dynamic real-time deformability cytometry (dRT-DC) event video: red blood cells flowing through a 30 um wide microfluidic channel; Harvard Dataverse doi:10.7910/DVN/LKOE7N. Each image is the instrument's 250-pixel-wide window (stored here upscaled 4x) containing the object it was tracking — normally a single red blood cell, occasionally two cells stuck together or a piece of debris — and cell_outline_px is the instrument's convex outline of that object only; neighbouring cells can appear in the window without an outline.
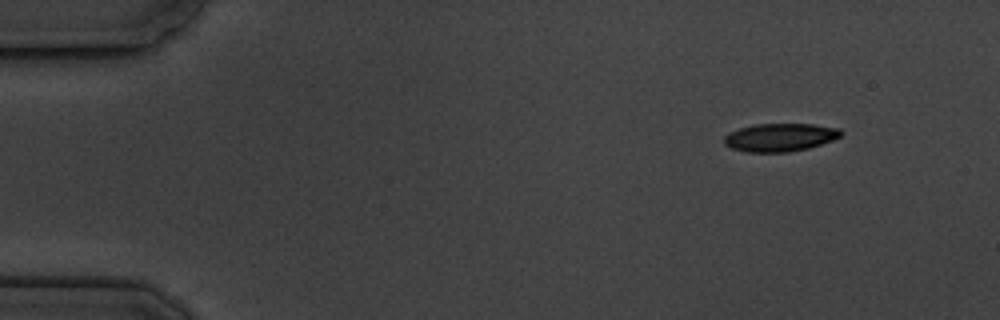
{"species": "common noctule bat (a hibernating species)", "species_latin": "Nyctalus noctula", "temperature_condition": "cold", "stored_images_in_passage": 3, "camera_frame_rate_fps": 3000, "um_per_image_px": 0.085, "animal": {"sex": "male", "body_mass_g": 19.5, "forearm_length_mm": 54.6}, "frame": {"image": 1, "passage_image": 1, "time_ms": 0.0, "image_size_px": [1000, 320], "cell_outline_px": [[844, 132], [840, 136], [832, 140], [808, 148], [788, 152], [744, 152], [732, 148], [724, 144], [724, 136], [728, 132], [752, 124], [812, 124], [840, 128]], "centroid_in_image_um": [66.28, 11.67], "position_along_channel_um": 18.7, "area_um2": 19.19}}
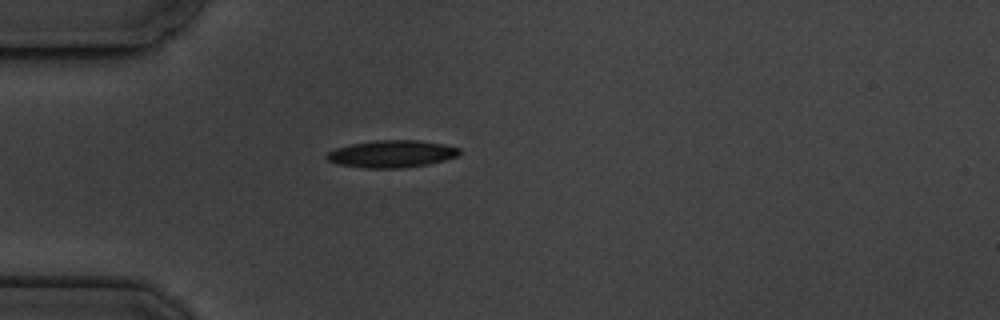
{"frame": {"image": 2, "passage_image": 3, "time_ms": 3.333, "image_size_px": [1000, 320], "cell_outline_px": [[460, 152], [456, 156], [444, 160], [428, 164], [400, 168], [364, 168], [336, 164], [328, 160], [324, 156], [328, 152], [336, 148], [352, 144], [376, 140], [420, 140], [444, 144], [460, 148]], "centroid_in_image_um": [33.27, 13.08], "position_along_channel_um": 51.7, "area_um2": 21.04}}